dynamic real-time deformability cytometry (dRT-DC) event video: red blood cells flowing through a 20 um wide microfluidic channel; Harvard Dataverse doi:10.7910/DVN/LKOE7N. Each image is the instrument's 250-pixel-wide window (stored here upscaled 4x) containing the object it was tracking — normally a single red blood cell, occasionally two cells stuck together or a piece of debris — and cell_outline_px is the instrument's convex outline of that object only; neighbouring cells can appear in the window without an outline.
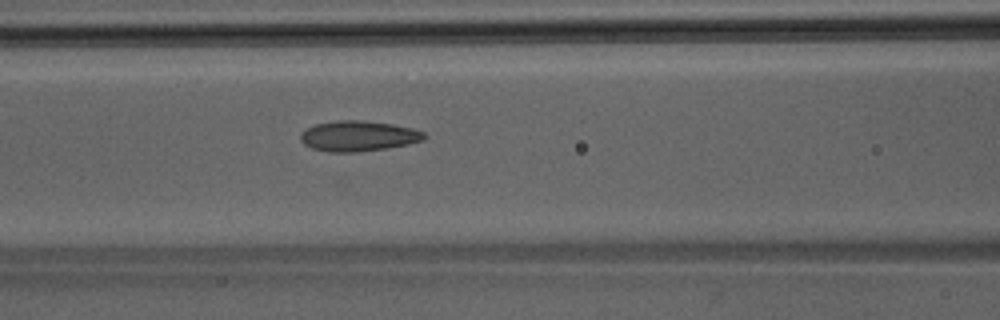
{"species": "Egyptian fruit bat (a non-hibernating species)", "species_latin": "Rousettus aegyptiacus", "temperature_condition": "room temperature", "stored_images_in_passage": 27, "camera_frame_rate_fps": 3000, "um_per_image_px": 0.085, "animal": {"sex": "male"}, "frame": {"image": 1, "passage_image": 5, "time_ms": 1.333, "image_size_px": [1000, 320], "cell_outline_px": [[428, 136], [424, 140], [408, 144], [384, 148], [356, 152], [328, 152], [312, 148], [304, 144], [300, 140], [300, 132], [316, 124], [336, 120], [364, 120], [392, 124], [412, 128], [424, 132]], "centroid_in_image_um": [30.46, 11.55], "position_along_channel_um": 136.1, "area_um2": 21.96}}
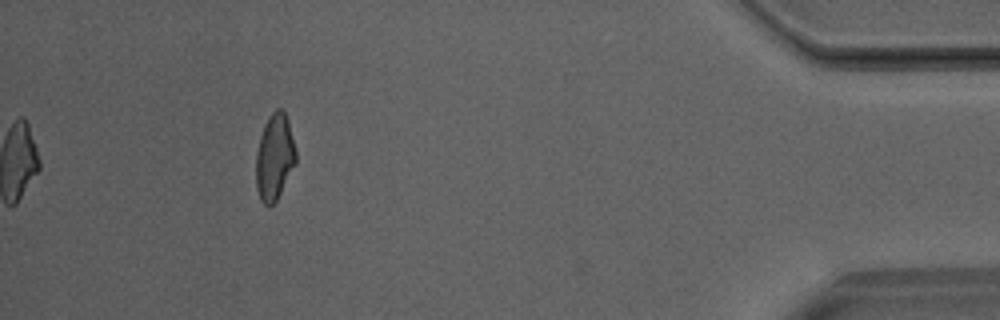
{"frame": {"image": 2, "passage_image": 27, "time_ms": 8.667, "image_size_px": [1000, 320], "cell_outline_px": [[296, 164], [276, 200], [268, 208], [260, 200], [256, 188], [256, 152], [260, 136], [264, 124], [268, 116], [276, 108], [284, 108], [288, 120], [296, 152]], "centroid_in_image_um": [23.33, 13.33], "position_along_channel_um": 411.9, "area_um2": 20.23}}